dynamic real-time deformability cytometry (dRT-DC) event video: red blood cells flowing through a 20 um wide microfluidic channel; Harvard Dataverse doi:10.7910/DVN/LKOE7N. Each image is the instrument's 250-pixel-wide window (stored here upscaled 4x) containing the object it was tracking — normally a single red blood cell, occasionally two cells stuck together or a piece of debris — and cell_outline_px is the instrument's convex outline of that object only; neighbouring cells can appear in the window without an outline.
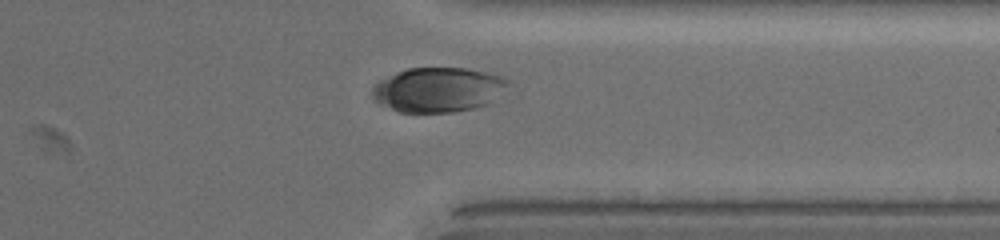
{"species": "common noctule bat (a hibernating species)", "species_latin": "Nyctalus noctula", "temperature_condition": "warm", "stored_images_in_passage": 69, "camera_frame_rate_fps": 3000, "um_per_image_px": 0.085, "animal": {"sex": "female", "body_mass_g": 19.5, "forearm_length_mm": 54.1}, "frame": {"image": 1, "passage_image": 51, "time_ms": 10.333, "image_size_px": [1000, 240], "cell_outline_px": [[508, 84], [488, 104], [472, 108], [452, 112], [400, 112], [376, 100], [372, 96], [372, 88], [380, 80], [408, 68], [468, 68], [488, 72], [504, 76], [508, 80]], "centroid_in_image_um": [37.26, 7.61], "position_along_channel_um": 374.1, "area_um2": 34.8}}